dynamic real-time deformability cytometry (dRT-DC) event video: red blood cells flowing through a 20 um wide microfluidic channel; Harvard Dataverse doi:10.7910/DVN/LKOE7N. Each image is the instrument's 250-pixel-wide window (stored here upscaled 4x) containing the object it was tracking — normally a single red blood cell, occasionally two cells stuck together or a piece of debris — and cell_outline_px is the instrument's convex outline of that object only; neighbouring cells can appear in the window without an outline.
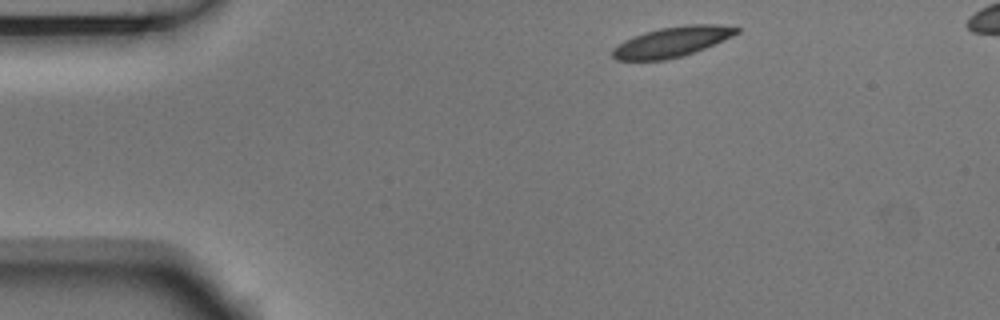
{"species": "Egyptian fruit bat (a non-hibernating species)", "species_latin": "Rousettus aegyptiacus", "temperature_condition": "room temperature", "stored_images_in_passage": 3, "camera_frame_rate_fps": 3000, "um_per_image_px": 0.085, "animal": {"sex": "male"}, "frame": {"image": 1, "passage_image": 1, "time_ms": 0.0, "image_size_px": [1000, 320], "cell_outline_px": [[740, 32], [732, 36], [704, 48], [680, 56], [664, 60], [616, 60], [612, 56], [612, 48], [624, 40], [632, 36], [644, 32], [660, 28], [684, 24], [720, 24], [740, 28]], "centroid_in_image_um": [57.1, 3.54], "position_along_channel_um": 27.9, "area_um2": 21.73}}